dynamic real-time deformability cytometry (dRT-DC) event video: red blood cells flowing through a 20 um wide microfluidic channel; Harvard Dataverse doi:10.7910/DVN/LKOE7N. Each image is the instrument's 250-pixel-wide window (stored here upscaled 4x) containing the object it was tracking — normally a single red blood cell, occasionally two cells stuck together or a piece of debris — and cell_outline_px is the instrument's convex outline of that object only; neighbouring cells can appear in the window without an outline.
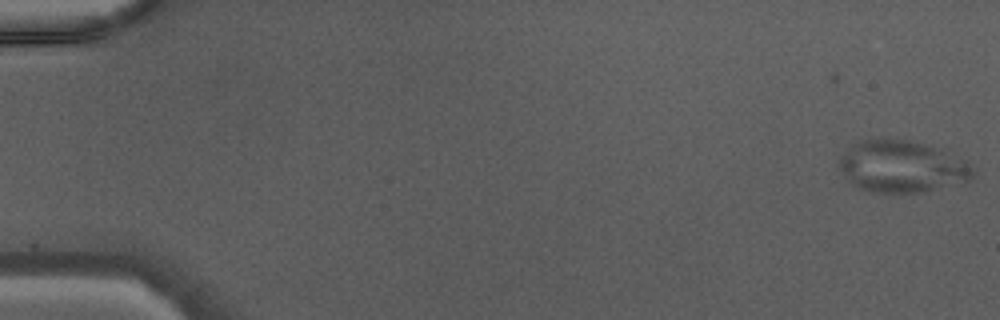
{"species": "Egyptian fruit bat (a non-hibernating species)", "species_latin": "Rousettus aegyptiacus", "temperature_condition": "warm", "stored_images_in_passage": 46, "camera_frame_rate_fps": 3000, "um_per_image_px": 0.085, "animal": {"sex": "male"}, "frame": {"image": 1, "passage_image": 1, "time_ms": 0.0, "image_size_px": [1000, 320], "cell_outline_px": [[972, 176], [968, 180], [920, 192], [880, 192], [856, 188], [844, 176], [840, 168], [840, 156], [860, 140], [908, 140], [944, 148], [964, 160], [972, 168]], "centroid_in_image_um": [76.66, 14.14], "position_along_channel_um": 8.3, "area_um2": 39.71}}
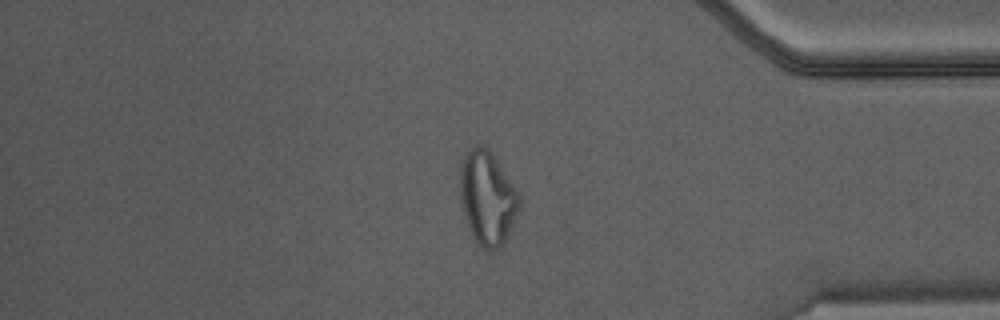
{"frame": {"image": 2, "passage_image": 39, "time_ms": 12.667, "image_size_px": [1000, 320], "cell_outline_px": [[520, 204], [504, 244], [492, 252], [488, 252], [472, 236], [464, 212], [460, 196], [460, 168], [464, 156], [476, 144], [480, 144], [492, 156], [516, 188], [520, 196]], "centroid_in_image_um": [41.42, 16.87], "position_along_channel_um": 393.8, "area_um2": 31.5}}
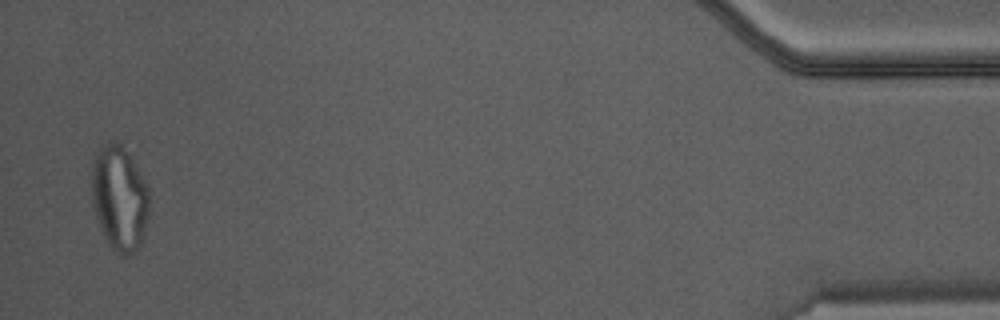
{"frame": {"image": 3, "passage_image": 45, "time_ms": 14.667, "image_size_px": [1000, 320], "cell_outline_px": [[148, 212], [140, 244], [132, 252], [124, 256], [120, 256], [108, 244], [100, 228], [96, 216], [92, 192], [92, 168], [96, 152], [100, 148], [112, 140], [120, 144], [132, 160], [144, 180], [148, 188]], "centroid_in_image_um": [10.13, 16.85], "position_along_channel_um": 425.1, "area_um2": 34.33}}